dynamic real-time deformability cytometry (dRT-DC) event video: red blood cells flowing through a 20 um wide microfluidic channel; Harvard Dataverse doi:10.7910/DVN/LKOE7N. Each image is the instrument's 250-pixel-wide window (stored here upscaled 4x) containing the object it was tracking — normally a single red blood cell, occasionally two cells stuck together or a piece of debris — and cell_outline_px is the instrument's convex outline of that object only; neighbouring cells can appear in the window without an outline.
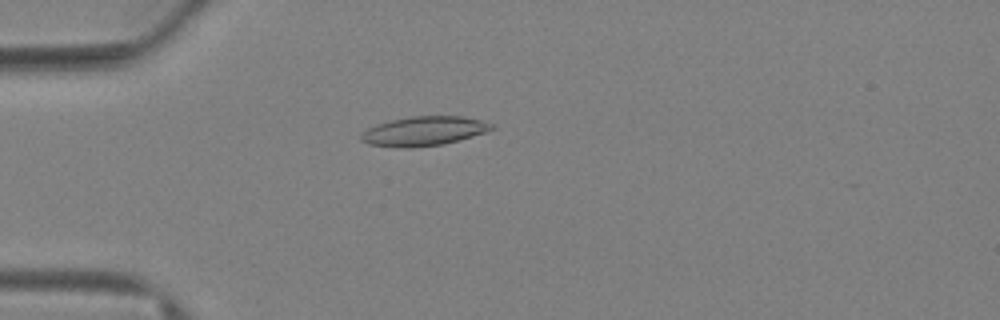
{"species": "Egyptian fruit bat (a non-hibernating species)", "species_latin": "Rousettus aegyptiacus", "temperature_condition": "warm", "stored_images_in_passage": 64, "camera_frame_rate_fps": 3000, "um_per_image_px": 0.085, "animal": {"sex": "female"}, "frame": {"image": 1, "passage_image": 19, "time_ms": 6.0, "image_size_px": [1000, 320], "cell_outline_px": [[496, 128], [460, 140], [444, 144], [412, 148], [400, 148], [368, 144], [360, 140], [360, 132], [376, 124], [392, 120], [412, 116], [460, 116], [480, 120], [496, 124]], "centroid_in_image_um": [36.01, 11.15], "position_along_channel_um": 49.0, "area_um2": 22.48}}
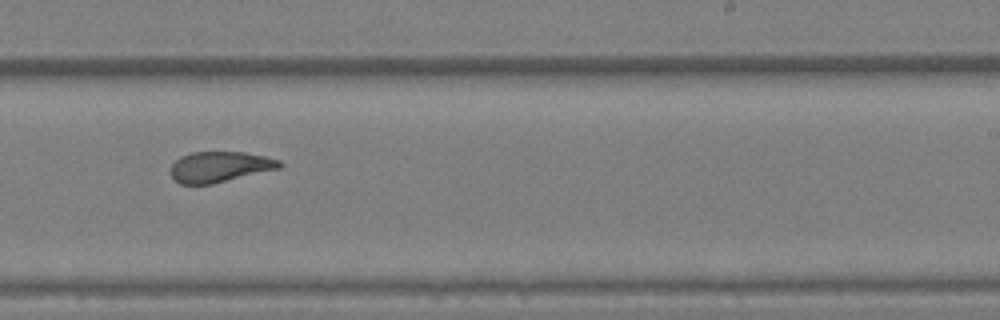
{"frame": {"image": 2, "passage_image": 41, "time_ms": 13.333, "image_size_px": [1000, 320], "cell_outline_px": [[284, 164], [280, 168], [212, 184], [180, 184], [172, 176], [172, 164], [180, 156], [192, 152], [244, 152], [264, 156], [280, 160]], "centroid_in_image_um": [18.7, 14.17], "position_along_channel_um": 270.3, "area_um2": 19.31}}
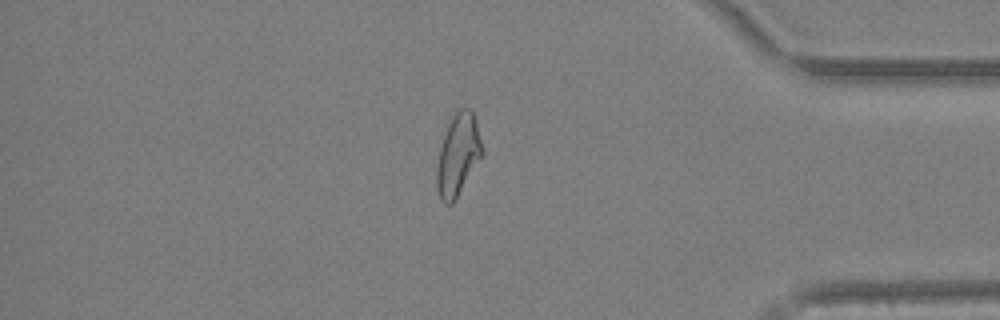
{"frame": {"image": 3, "passage_image": 55, "time_ms": 18.0, "image_size_px": [1000, 320], "cell_outline_px": [[484, 152], [452, 204], [444, 204], [440, 200], [436, 188], [436, 168], [440, 148], [448, 124], [452, 116], [460, 108], [468, 108], [472, 112], [476, 120]], "centroid_in_image_um": [38.91, 13.17], "position_along_channel_um": 396.3, "area_um2": 21.39}, "authors_computed_cell_mechanics": {"area_um2": 21.675, "velocity_mm_per_s": 3.2704, "shape_relaxation_time_tau1_ms": null, "shape_relaxation_time_tau2_ms": 2.2532, "deformation_change_tau1": null, "deformation_change_tau2": 0.1017}}